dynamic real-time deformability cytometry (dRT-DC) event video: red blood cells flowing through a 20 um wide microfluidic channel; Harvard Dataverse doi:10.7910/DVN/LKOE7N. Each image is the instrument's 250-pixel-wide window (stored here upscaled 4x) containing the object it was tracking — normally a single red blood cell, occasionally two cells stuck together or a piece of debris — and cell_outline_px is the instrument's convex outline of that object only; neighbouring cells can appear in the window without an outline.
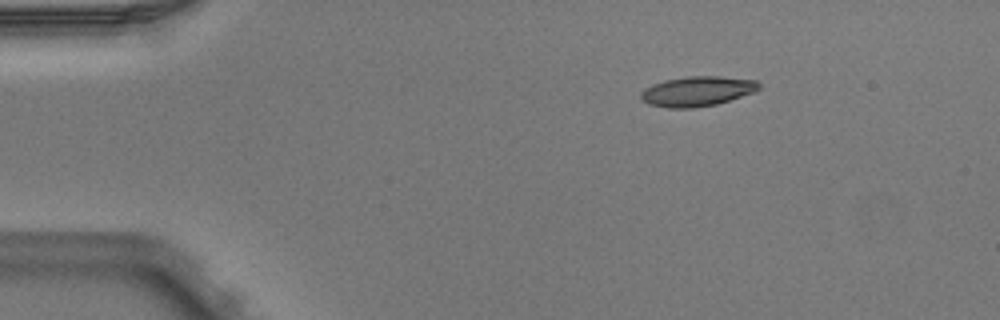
{"species": "Egyptian fruit bat (a non-hibernating species)", "species_latin": "Rousettus aegyptiacus", "temperature_condition": "warm", "stored_images_in_passage": 4, "camera_frame_rate_fps": 3000, "um_per_image_px": 0.085, "animal": {"sex": "male"}, "frame": {"image": 1, "passage_image": 1, "time_ms": 0.0, "image_size_px": [1000, 320], "cell_outline_px": [[760, 88], [752, 92], [716, 104], [692, 108], [668, 108], [648, 104], [640, 96], [640, 92], [644, 88], [652, 84], [664, 80], [688, 76], [720, 76], [756, 80], [760, 84]], "centroid_in_image_um": [59.22, 7.75], "position_along_channel_um": 25.8, "area_um2": 20.46}}
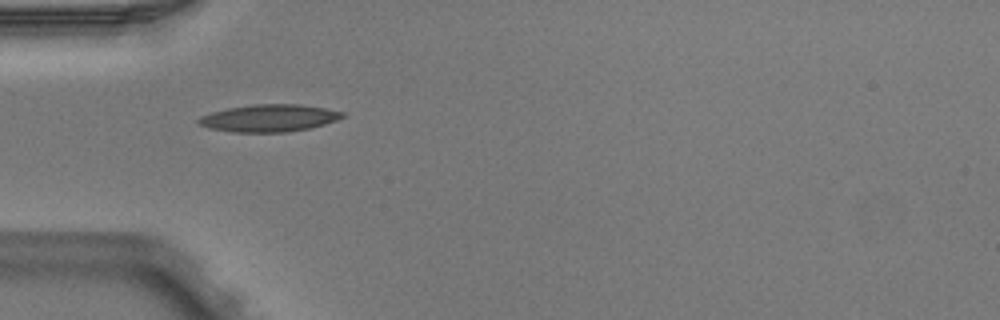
{"frame": {"image": 2, "passage_image": 3, "time_ms": 0.667, "image_size_px": [1000, 320], "cell_outline_px": [[344, 116], [336, 120], [324, 124], [308, 128], [288, 132], [232, 132], [208, 128], [200, 124], [196, 120], [200, 116], [212, 112], [228, 108], [256, 104], [300, 104], [324, 108], [344, 112]], "centroid_in_image_um": [22.85, 10.04], "position_along_channel_um": 62.2, "area_um2": 22.72}}
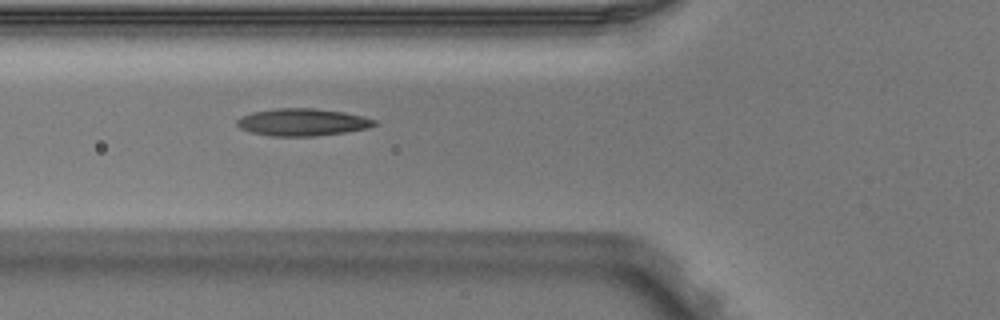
{"frame": {"image": 3, "passage_image": 4, "time_ms": 1.0, "image_size_px": [1000, 320], "cell_outline_px": [[380, 124], [368, 128], [344, 132], [316, 136], [272, 136], [252, 132], [240, 128], [236, 124], [236, 120], [240, 116], [252, 112], [276, 108], [316, 108], [344, 112], [376, 120]], "centroid_in_image_um": [25.7, 10.38], "position_along_channel_um": 100.1, "area_um2": 21.91}}